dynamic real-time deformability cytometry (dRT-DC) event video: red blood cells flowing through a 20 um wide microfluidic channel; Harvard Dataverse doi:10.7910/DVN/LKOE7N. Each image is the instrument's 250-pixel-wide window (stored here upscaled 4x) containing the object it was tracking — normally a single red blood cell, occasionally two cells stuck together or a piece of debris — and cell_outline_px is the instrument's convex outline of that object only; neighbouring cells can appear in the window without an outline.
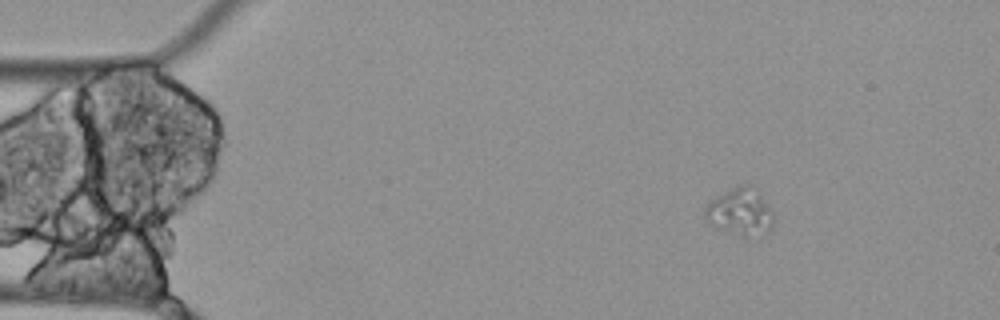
{"species": "Egyptian fruit bat (a non-hibernating species)", "species_latin": "Rousettus aegyptiacus", "temperature_condition": "cold", "stored_images_in_passage": 8, "camera_frame_rate_fps": 3000, "um_per_image_px": 0.085, "animal": {"sex": "female"}, "frame": {"image": 1, "passage_image": 1, "time_ms": 0.0, "image_size_px": [1000, 320], "cell_outline_px": [[772, 228], [768, 232], [748, 236], [744, 236], [716, 228], [704, 220], [704, 208], [708, 200], [740, 184], [748, 184], [760, 196], [772, 212]], "centroid_in_image_um": [62.83, 18.01], "position_along_channel_um": 22.2, "area_um2": 18.55}}
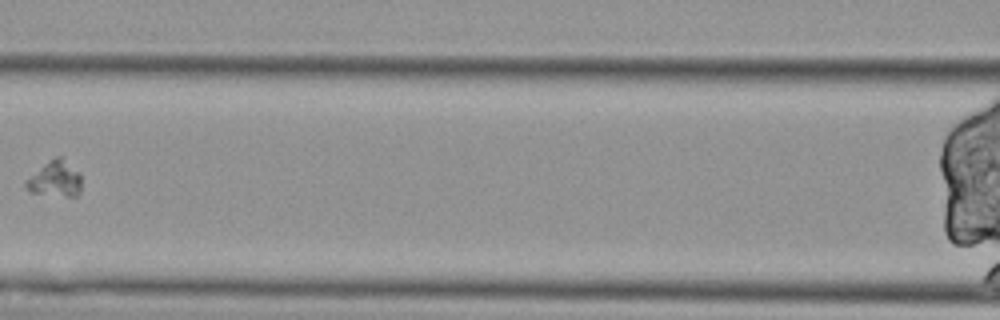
{"frame": {"image": 2, "passage_image": 6, "time_ms": 1.667, "image_size_px": [1000, 320], "cell_outline_px": [[80, 192], [76, 196], [68, 196], [32, 192], [24, 184], [24, 180], [48, 160], [56, 156], [60, 156], [80, 176]], "centroid_in_image_um": [4.64, 15.2], "position_along_channel_um": 162.0, "area_um2": 11.16}}
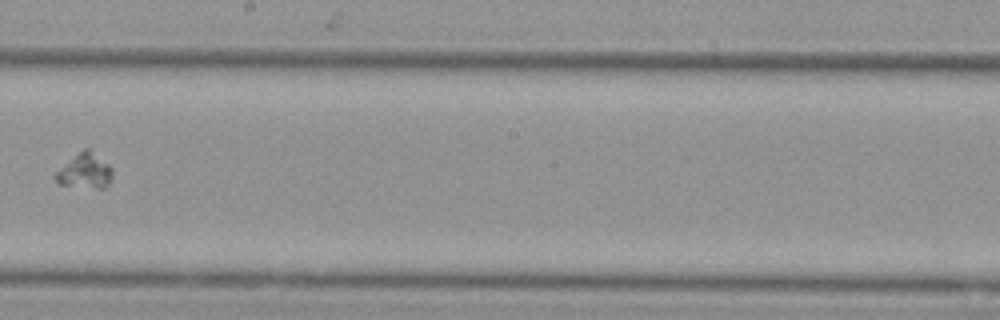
{"frame": {"image": 3, "passage_image": 8, "time_ms": 2.333, "image_size_px": [1000, 320], "cell_outline_px": [[112, 180], [104, 188], [96, 188], [60, 184], [56, 180], [56, 172], [84, 148], [92, 148], [112, 168]], "centroid_in_image_um": [7.28, 14.52], "position_along_channel_um": 240.9, "area_um2": 11.39}}